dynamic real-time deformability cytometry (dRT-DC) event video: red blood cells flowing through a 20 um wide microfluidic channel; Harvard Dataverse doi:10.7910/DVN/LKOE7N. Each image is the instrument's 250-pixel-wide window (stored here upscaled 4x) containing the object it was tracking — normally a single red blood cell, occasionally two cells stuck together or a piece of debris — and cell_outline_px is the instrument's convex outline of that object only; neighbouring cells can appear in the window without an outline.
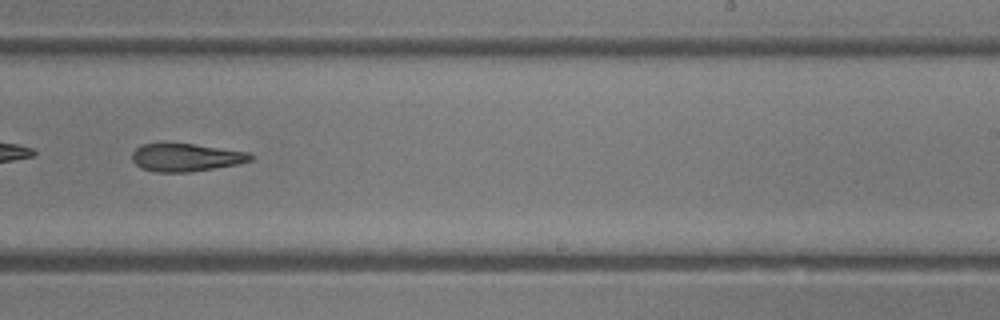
{"species": "common noctule bat (a hibernating species)", "species_latin": "Nyctalus noctula", "temperature_condition": "room temperature", "stored_images_in_passage": 28, "camera_frame_rate_fps": 3000, "um_per_image_px": 0.085, "animal": {"sex": "female"}, "frame": {"image": 1, "passage_image": 16, "time_ms": 5.0, "image_size_px": [1000, 320], "cell_outline_px": [[256, 156], [252, 160], [236, 164], [192, 172], [156, 172], [140, 168], [132, 160], [132, 152], [140, 144], [196, 144], [252, 152]], "centroid_in_image_um": [15.85, 13.38], "position_along_channel_um": 273.2, "area_um2": 19.42}}
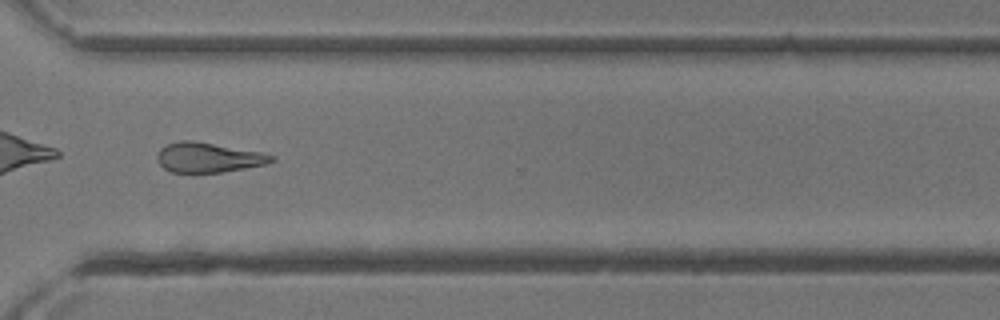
{"frame": {"image": 2, "passage_image": 20, "time_ms": 6.333, "image_size_px": [1000, 320], "cell_outline_px": [[276, 160], [268, 164], [220, 172], [172, 172], [164, 168], [156, 160], [156, 156], [160, 148], [168, 144], [180, 140], [192, 140], [260, 152], [276, 156]], "centroid_in_image_um": [17.71, 13.38], "position_along_channel_um": 352.9, "area_um2": 19.77}}